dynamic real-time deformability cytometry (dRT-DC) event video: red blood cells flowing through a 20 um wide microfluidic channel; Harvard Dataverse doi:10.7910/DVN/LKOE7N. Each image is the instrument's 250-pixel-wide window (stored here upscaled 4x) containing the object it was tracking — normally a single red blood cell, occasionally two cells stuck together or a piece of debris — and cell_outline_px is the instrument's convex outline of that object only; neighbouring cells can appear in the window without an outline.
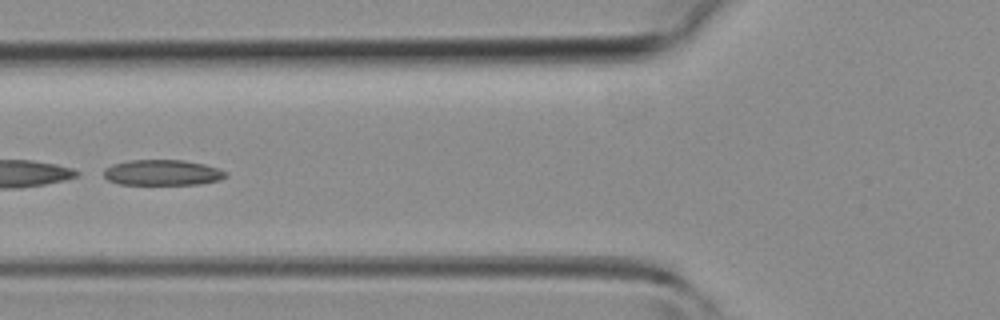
{"species": "common noctule bat (a hibernating species)", "species_latin": "Nyctalus noctula", "temperature_condition": "room temperature", "stored_images_in_passage": 37, "camera_frame_rate_fps": 3000, "um_per_image_px": 0.085, "animal": {"sex": "female", "body_mass_g": 19.3, "forearm_length_mm": 54.1}, "frame": {"image": 1, "passage_image": 16, "time_ms": 5.0, "image_size_px": [1000, 320], "cell_outline_px": [[228, 176], [220, 180], [200, 184], [120, 184], [108, 180], [104, 176], [104, 168], [112, 164], [128, 160], [180, 160], [204, 164], [228, 172]], "centroid_in_image_um": [13.81, 14.67], "position_along_channel_um": 112.0, "area_um2": 18.21}}
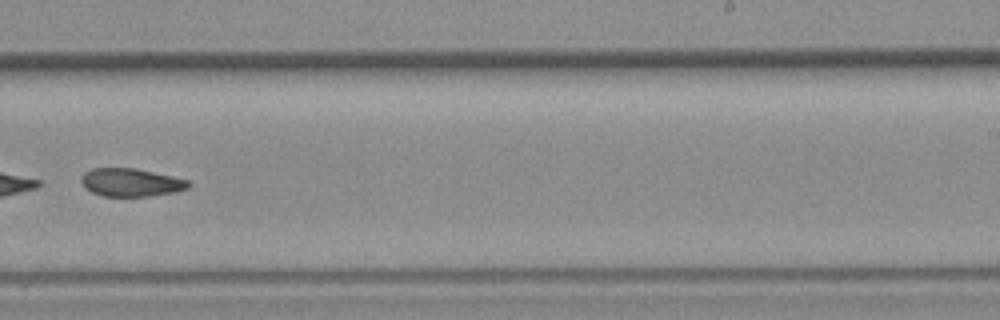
{"frame": {"image": 2, "passage_image": 27, "time_ms": 8.667, "image_size_px": [1000, 320], "cell_outline_px": [[192, 184], [188, 188], [176, 192], [148, 196], [104, 196], [92, 192], [80, 180], [84, 172], [92, 168], [136, 168], [172, 176], [188, 180]], "centroid_in_image_um": [11.17, 15.5], "position_along_channel_um": 277.8, "area_um2": 17.46}}